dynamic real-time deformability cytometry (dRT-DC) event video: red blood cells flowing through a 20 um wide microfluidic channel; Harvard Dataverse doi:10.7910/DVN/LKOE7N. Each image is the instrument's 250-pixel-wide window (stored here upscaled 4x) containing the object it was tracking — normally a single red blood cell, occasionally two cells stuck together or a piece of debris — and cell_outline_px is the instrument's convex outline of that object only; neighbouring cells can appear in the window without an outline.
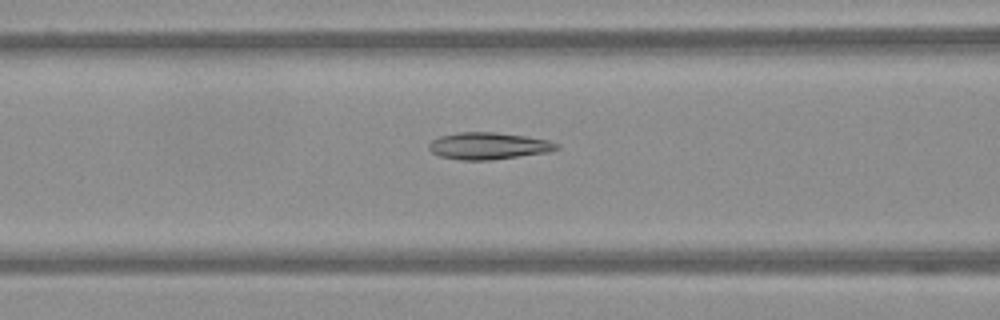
{"species": "Egyptian fruit bat (a non-hibernating species)", "species_latin": "Rousettus aegyptiacus", "temperature_condition": "warm", "stored_images_in_passage": 43, "camera_frame_rate_fps": 3000, "um_per_image_px": 0.085, "frame": {"image": 1, "passage_image": 17, "time_ms": 5.333, "image_size_px": [1000, 320], "cell_outline_px": [[560, 148], [548, 152], [492, 160], [460, 160], [440, 156], [432, 152], [428, 148], [428, 144], [432, 140], [440, 136], [460, 132], [496, 132], [524, 136], [548, 140], [560, 144]], "centroid_in_image_um": [41.52, 12.4], "position_along_channel_um": 125.1, "area_um2": 20.06}}
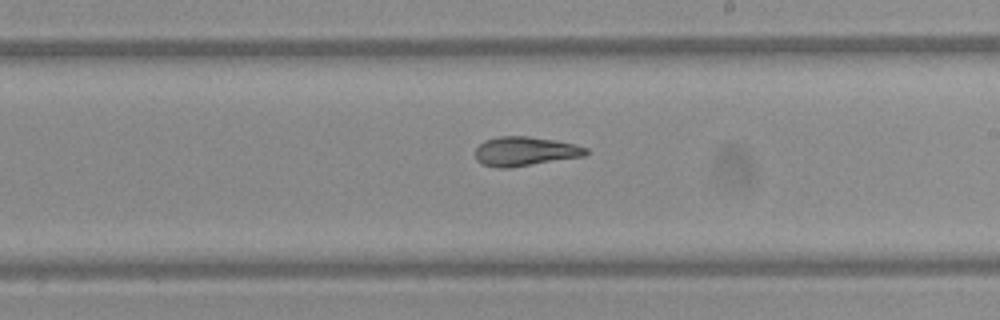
{"frame": {"image": 2, "passage_image": 27, "time_ms": 8.667, "image_size_px": [1000, 320], "cell_outline_px": [[588, 152], [584, 156], [508, 168], [496, 168], [480, 164], [476, 160], [476, 148], [484, 140], [500, 136], [528, 136], [556, 140], [588, 148]], "centroid_in_image_um": [44.59, 12.86], "position_along_channel_um": 244.4, "area_um2": 18.84}}
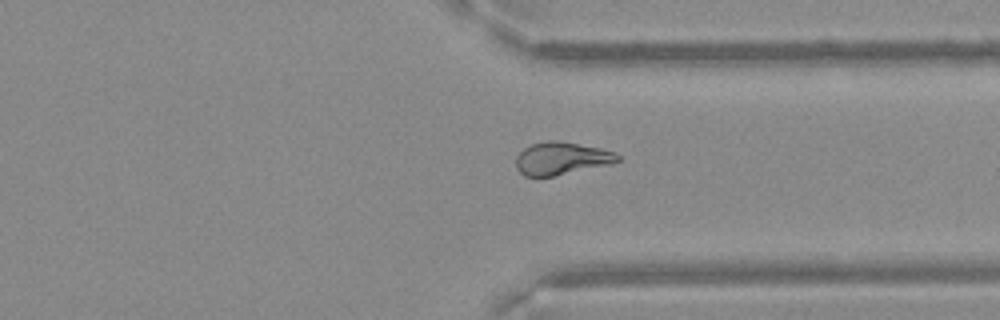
{"frame": {"image": 3, "passage_image": 37, "time_ms": 12.0, "image_size_px": [1000, 320], "cell_outline_px": [[620, 160], [612, 164], [552, 176], [524, 176], [516, 168], [516, 156], [524, 148], [532, 144], [548, 140], [556, 140], [600, 148], [616, 152], [620, 156]], "centroid_in_image_um": [47.73, 13.46], "position_along_channel_um": 363.7, "area_um2": 19.31}}